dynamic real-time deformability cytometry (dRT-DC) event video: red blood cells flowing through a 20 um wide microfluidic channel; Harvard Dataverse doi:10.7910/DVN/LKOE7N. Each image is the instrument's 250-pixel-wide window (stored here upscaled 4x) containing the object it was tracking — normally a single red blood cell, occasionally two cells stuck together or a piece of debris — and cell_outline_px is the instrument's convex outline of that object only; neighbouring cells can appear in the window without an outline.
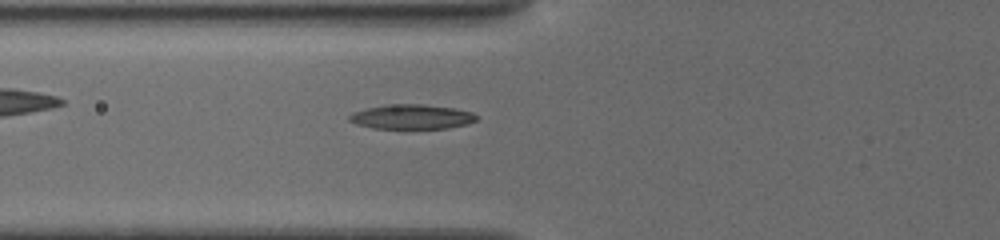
{"species": "common noctule bat (a hibernating species)", "species_latin": "Nyctalus noctula", "temperature_condition": "cold", "stored_images_in_passage": 21, "camera_frame_rate_fps": 3000, "um_per_image_px": 0.085, "animal": {"sex": "female", "body_mass_g": 19.5, "forearm_length_mm": 54.1}, "frame": {"image": 1, "passage_image": 8, "time_ms": 3.667, "image_size_px": [1000, 240], "cell_outline_px": [[476, 120], [468, 124], [448, 128], [372, 128], [356, 124], [348, 120], [348, 116], [352, 112], [384, 104], [424, 104], [452, 108], [472, 112], [476, 116]], "centroid_in_image_um": [34.96, 9.92], "position_along_channel_um": 90.8, "area_um2": 18.21}}
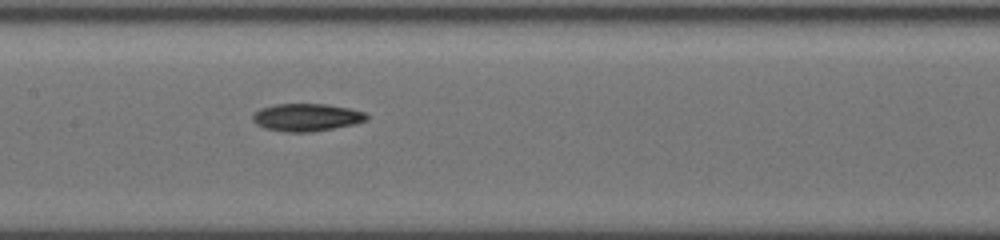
{"frame": {"image": 2, "passage_image": 14, "time_ms": 6.0, "image_size_px": [1000, 240], "cell_outline_px": [[368, 120], [352, 124], [312, 132], [284, 132], [264, 128], [256, 124], [252, 120], [252, 116], [260, 108], [276, 104], [324, 104], [348, 108], [364, 112], [368, 116]], "centroid_in_image_um": [26.02, 9.98], "position_along_channel_um": 181.4, "area_um2": 18.21}}
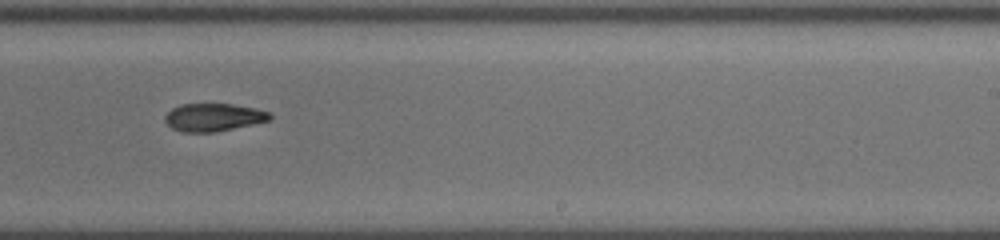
{"frame": {"image": 3, "passage_image": 20, "time_ms": 8.333, "image_size_px": [1000, 240], "cell_outline_px": [[272, 120], [216, 132], [184, 132], [172, 128], [164, 120], [164, 116], [172, 108], [180, 104], [232, 104], [256, 108], [268, 112], [272, 116]], "centroid_in_image_um": [18.15, 9.97], "position_along_channel_um": 270.8, "area_um2": 17.05}}